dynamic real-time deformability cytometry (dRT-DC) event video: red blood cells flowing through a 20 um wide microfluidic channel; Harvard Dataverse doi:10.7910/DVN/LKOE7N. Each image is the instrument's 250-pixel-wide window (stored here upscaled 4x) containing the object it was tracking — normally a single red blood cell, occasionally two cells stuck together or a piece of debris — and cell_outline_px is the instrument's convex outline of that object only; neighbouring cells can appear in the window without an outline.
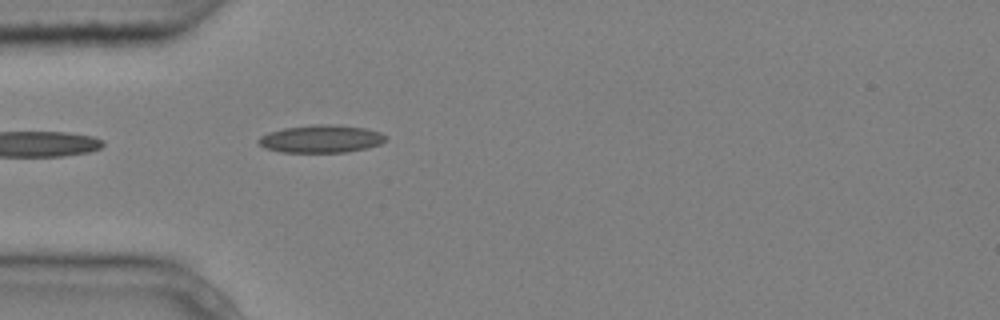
{"species": "common noctule bat (a hibernating species)", "species_latin": "Nyctalus noctula", "temperature_condition": "cold", "stored_images_in_passage": 3, "camera_frame_rate_fps": 3000, "um_per_image_px": 0.085, "animal": {"sex": "male", "body_mass_g": 20.4}, "frame": {"image": 1, "passage_image": 3, "time_ms": 0.667, "image_size_px": [1000, 320], "cell_outline_px": [[388, 140], [380, 144], [368, 148], [344, 152], [280, 152], [264, 148], [256, 140], [260, 136], [268, 132], [284, 128], [312, 124], [332, 124], [364, 128], [380, 132], [388, 136]], "centroid_in_image_um": [27.3, 11.8], "position_along_channel_um": 57.7, "area_um2": 20.75}}